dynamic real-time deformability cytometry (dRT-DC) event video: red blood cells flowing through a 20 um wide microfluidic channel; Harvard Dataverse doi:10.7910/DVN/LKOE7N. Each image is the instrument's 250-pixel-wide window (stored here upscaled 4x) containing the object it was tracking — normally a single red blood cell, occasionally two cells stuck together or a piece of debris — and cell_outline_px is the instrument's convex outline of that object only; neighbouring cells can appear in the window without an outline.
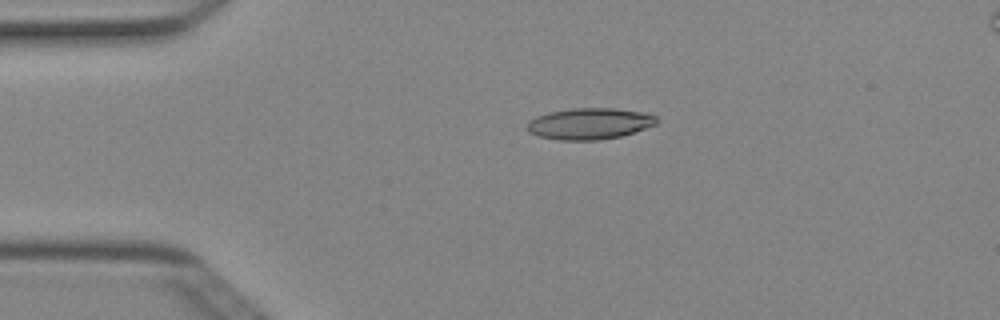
{"species": "Egyptian fruit bat (a non-hibernating species)", "species_latin": "Rousettus aegyptiacus", "temperature_condition": "cold", "stored_images_in_passage": 5, "camera_frame_rate_fps": 3000, "um_per_image_px": 0.085, "animal": {"sex": "female"}, "frame": {"image": 1, "passage_image": 3, "time_ms": 0.667, "image_size_px": [1000, 320], "cell_outline_px": [[660, 120], [656, 124], [620, 136], [596, 140], [556, 140], [540, 136], [528, 132], [528, 120], [536, 116], [548, 112], [572, 108], [616, 108], [640, 112], [656, 116]], "centroid_in_image_um": [50.08, 10.5], "position_along_channel_um": 34.9, "area_um2": 23.52}}